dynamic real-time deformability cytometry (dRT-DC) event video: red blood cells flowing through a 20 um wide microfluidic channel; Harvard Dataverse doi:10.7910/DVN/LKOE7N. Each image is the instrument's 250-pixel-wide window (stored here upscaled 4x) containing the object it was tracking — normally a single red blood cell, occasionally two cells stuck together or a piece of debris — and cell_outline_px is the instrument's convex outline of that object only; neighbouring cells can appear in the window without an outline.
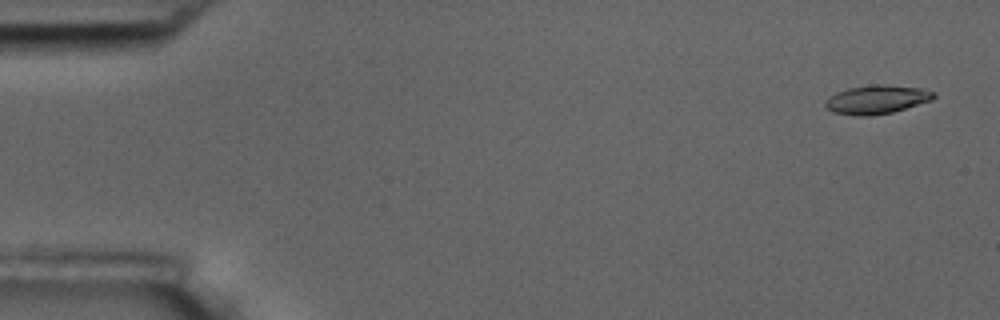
{"species": "common noctule bat (a hibernating species)", "species_latin": "Nyctalus noctula", "temperature_condition": "room temperature", "stored_images_in_passage": 4, "camera_frame_rate_fps": 3000, "um_per_image_px": 0.085, "animal": {"sex": "male", "body_mass_g": 17.5, "forearm_length_mm": 52.3}, "frame": {"image": 1, "passage_image": 1, "time_ms": 0.0, "image_size_px": [1000, 320], "cell_outline_px": [[936, 96], [932, 100], [892, 112], [868, 116], [856, 116], [832, 112], [824, 104], [824, 100], [828, 96], [836, 92], [848, 88], [872, 84], [884, 84], [924, 88], [936, 92]], "centroid_in_image_um": [74.52, 8.44], "position_along_channel_um": 10.5, "area_um2": 18.38}}